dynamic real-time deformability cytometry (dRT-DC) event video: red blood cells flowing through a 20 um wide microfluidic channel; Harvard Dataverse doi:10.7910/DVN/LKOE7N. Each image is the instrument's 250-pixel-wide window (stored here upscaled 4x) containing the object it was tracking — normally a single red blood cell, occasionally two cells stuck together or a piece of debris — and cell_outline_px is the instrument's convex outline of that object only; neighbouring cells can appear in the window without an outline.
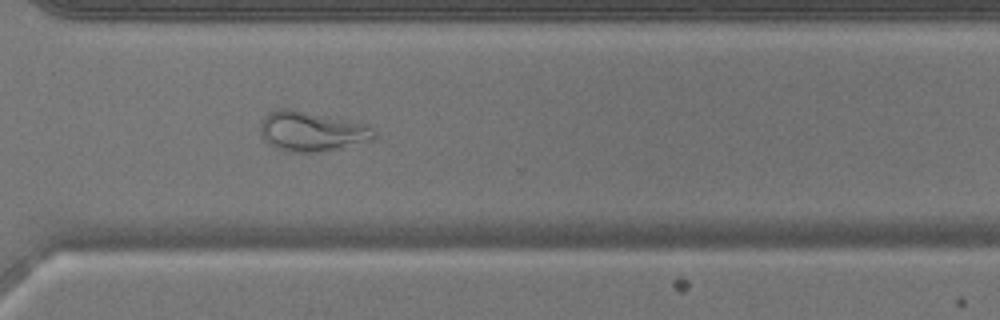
{"species": "common noctule bat (a hibernating species)", "species_latin": "Nyctalus noctula", "temperature_condition": "warm", "stored_images_in_passage": 36, "camera_frame_rate_fps": 3000, "um_per_image_px": 0.085, "animal": {"sex": "male", "body_mass_g": 17.9}, "frame": {"image": 1, "passage_image": 24, "time_ms": 7.667, "image_size_px": [1000, 320], "cell_outline_px": [[376, 136], [372, 140], [316, 152], [296, 152], [276, 148], [268, 144], [264, 140], [260, 132], [260, 124], [264, 116], [268, 112], [280, 108], [288, 108], [364, 124], [372, 128], [376, 132]], "centroid_in_image_um": [26.43, 11.16], "position_along_channel_um": 344.2, "area_um2": 25.89}}
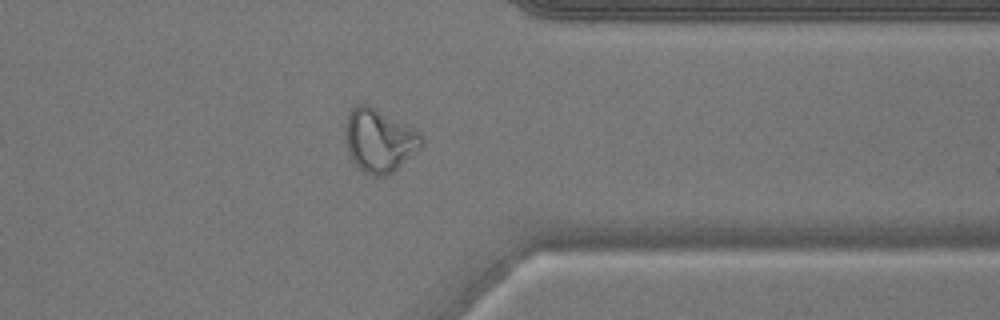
{"frame": {"image": 2, "passage_image": 27, "time_ms": 8.667, "image_size_px": [1000, 320], "cell_outline_px": [[424, 144], [416, 152], [388, 176], [372, 176], [364, 172], [352, 160], [348, 152], [344, 136], [344, 124], [348, 112], [356, 104], [368, 104], [416, 128], [420, 132], [424, 140]], "centroid_in_image_um": [32.23, 11.91], "position_along_channel_um": 379.2, "area_um2": 28.61}}
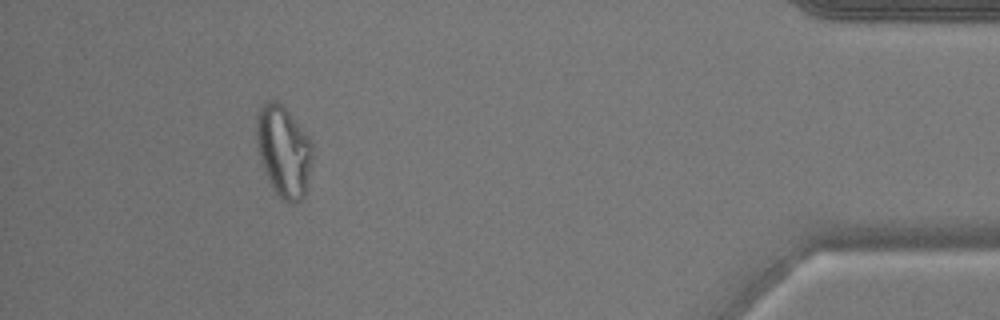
{"frame": {"image": 3, "passage_image": 33, "time_ms": 10.667, "image_size_px": [1000, 320], "cell_outline_px": [[312, 156], [304, 196], [296, 204], [292, 204], [284, 200], [276, 192], [264, 168], [256, 144], [256, 112], [268, 100], [276, 100], [288, 112], [308, 136], [312, 144]], "centroid_in_image_um": [24.09, 12.83], "position_along_channel_um": 411.1, "area_um2": 29.13}}